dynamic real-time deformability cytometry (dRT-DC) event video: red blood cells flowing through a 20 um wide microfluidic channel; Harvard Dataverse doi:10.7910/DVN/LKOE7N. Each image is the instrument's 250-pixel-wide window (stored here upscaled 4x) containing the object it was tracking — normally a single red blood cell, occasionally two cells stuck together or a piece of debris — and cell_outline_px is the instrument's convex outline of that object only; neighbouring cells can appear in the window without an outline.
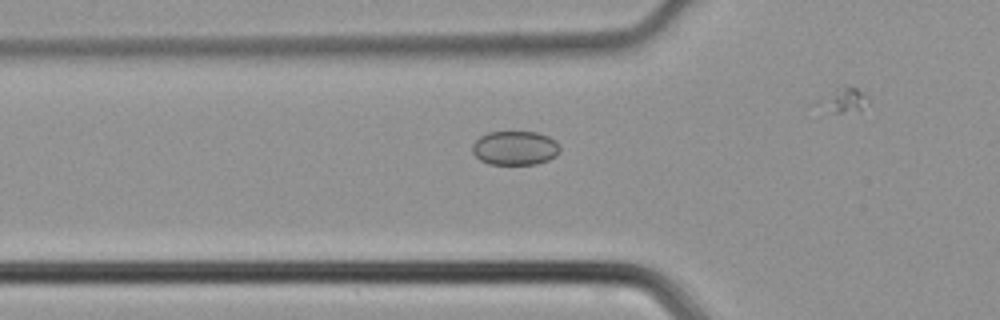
{"species": "common noctule bat (a hibernating species)", "species_latin": "Nyctalus noctula", "temperature_condition": "cold", "stored_images_in_passage": 24, "camera_frame_rate_fps": 3000, "um_per_image_px": 0.085, "animal": {"sex": "male", "body_mass_g": 21.5, "forearm_length_mm": 52.0}, "frame": {"image": 1, "passage_image": 2, "time_ms": 0.333, "image_size_px": [1000, 320], "cell_outline_px": [[560, 152], [556, 156], [548, 160], [536, 164], [488, 164], [480, 160], [472, 152], [472, 144], [480, 136], [488, 132], [536, 132], [548, 136], [556, 140], [560, 144]], "centroid_in_image_um": [43.79, 12.58], "position_along_channel_um": 82.0, "area_um2": 17.57}}
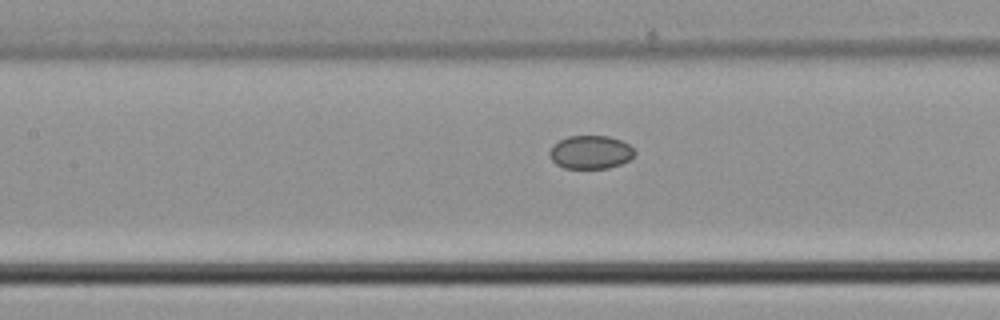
{"frame": {"image": 2, "passage_image": 7, "time_ms": 2.0, "image_size_px": [1000, 320], "cell_outline_px": [[636, 152], [628, 160], [620, 164], [608, 168], [564, 168], [556, 164], [552, 160], [548, 152], [552, 144], [568, 136], [608, 136], [620, 140], [628, 144]], "centroid_in_image_um": [50.16, 12.93], "position_along_channel_um": 157.2, "area_um2": 16.47}}
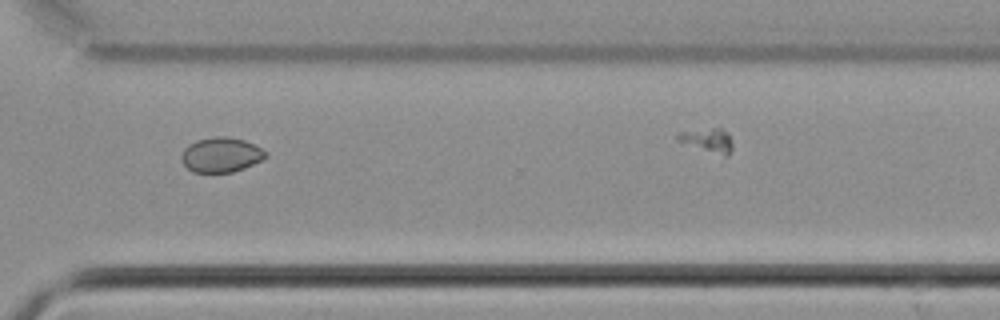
{"frame": {"image": 3, "passage_image": 20, "time_ms": 6.333, "image_size_px": [1000, 320], "cell_outline_px": [[268, 156], [244, 168], [232, 172], [192, 172], [184, 164], [180, 156], [184, 148], [188, 144], [196, 140], [216, 136], [228, 136], [244, 140], [268, 152]], "centroid_in_image_um": [18.77, 13.15], "position_along_channel_um": 351.8, "area_um2": 17.05}}